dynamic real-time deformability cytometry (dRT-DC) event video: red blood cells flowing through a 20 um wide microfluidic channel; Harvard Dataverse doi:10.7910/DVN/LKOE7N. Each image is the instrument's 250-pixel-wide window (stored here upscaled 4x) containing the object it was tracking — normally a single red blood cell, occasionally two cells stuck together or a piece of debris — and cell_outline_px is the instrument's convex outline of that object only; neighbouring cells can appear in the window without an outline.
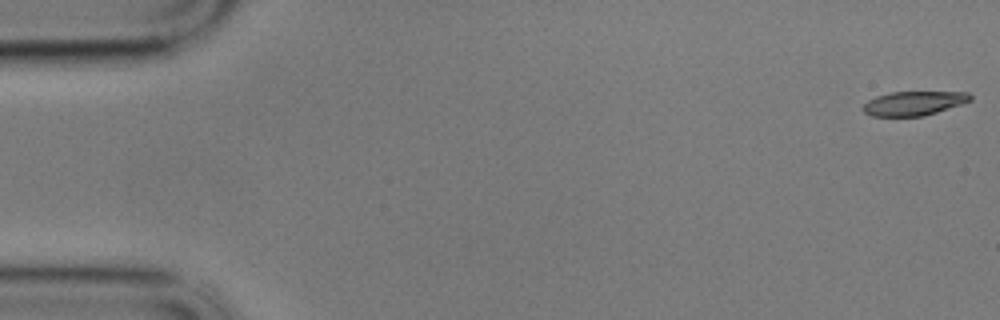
{"species": "common noctule bat (a hibernating species)", "species_latin": "Nyctalus noctula", "temperature_condition": "cold", "stored_images_in_passage": 18, "camera_frame_rate_fps": 3000, "um_per_image_px": 0.085, "animal": {"sex": "male", "body_mass_g": 17.9}, "frame": {"image": 1, "passage_image": 1, "time_ms": 0.0, "image_size_px": [1000, 320], "cell_outline_px": [[972, 100], [924, 116], [872, 116], [864, 112], [860, 108], [868, 100], [876, 96], [892, 92], [968, 92], [972, 96]], "centroid_in_image_um": [77.64, 8.78], "position_along_channel_um": 7.4, "area_um2": 15.03}}
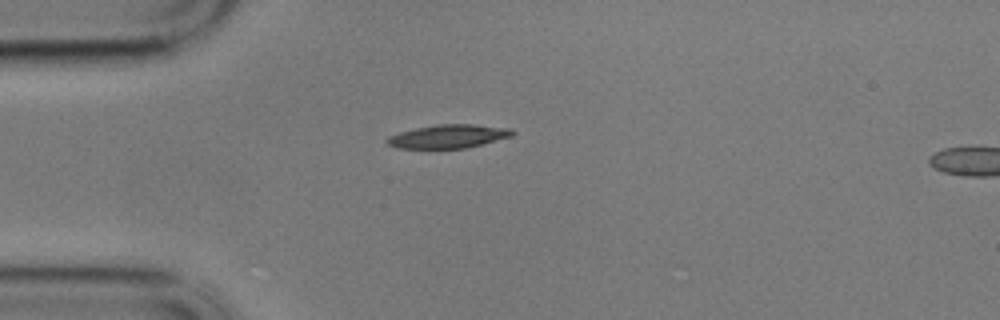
{"frame": {"image": 2, "passage_image": 15, "time_ms": 4.667, "image_size_px": [1000, 320], "cell_outline_px": [[516, 132], [512, 136], [464, 148], [396, 148], [388, 144], [384, 140], [388, 136], [400, 132], [416, 128], [436, 124], [472, 124], [512, 128]], "centroid_in_image_um": [38.1, 11.58], "position_along_channel_um": 46.9, "area_um2": 17.11}}